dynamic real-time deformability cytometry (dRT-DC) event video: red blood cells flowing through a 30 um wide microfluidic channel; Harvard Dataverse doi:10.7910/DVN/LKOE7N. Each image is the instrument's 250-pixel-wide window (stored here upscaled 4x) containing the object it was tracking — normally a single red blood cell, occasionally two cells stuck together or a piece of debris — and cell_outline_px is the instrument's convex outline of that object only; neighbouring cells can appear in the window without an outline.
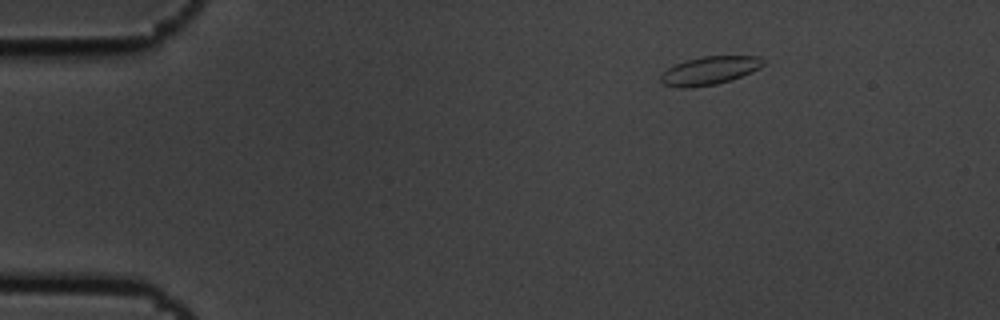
{"species": "common noctule bat (a hibernating species)", "species_latin": "Nyctalus noctula", "temperature_condition": "cold", "stored_images_in_passage": 3, "camera_frame_rate_fps": 3000, "um_per_image_px": 0.085, "animal": {"sex": "male", "body_mass_g": 19.5, "forearm_length_mm": 54.6}, "frame": {"image": 1, "passage_image": 1, "time_ms": 0.0, "image_size_px": [1000, 320], "cell_outline_px": [[764, 64], [760, 68], [752, 72], [732, 80], [716, 84], [688, 88], [680, 88], [664, 84], [660, 80], [660, 76], [668, 68], [684, 60], [700, 56], [760, 56], [764, 60]], "centroid_in_image_um": [60.33, 5.99], "position_along_channel_um": 24.7, "area_um2": 16.99}}